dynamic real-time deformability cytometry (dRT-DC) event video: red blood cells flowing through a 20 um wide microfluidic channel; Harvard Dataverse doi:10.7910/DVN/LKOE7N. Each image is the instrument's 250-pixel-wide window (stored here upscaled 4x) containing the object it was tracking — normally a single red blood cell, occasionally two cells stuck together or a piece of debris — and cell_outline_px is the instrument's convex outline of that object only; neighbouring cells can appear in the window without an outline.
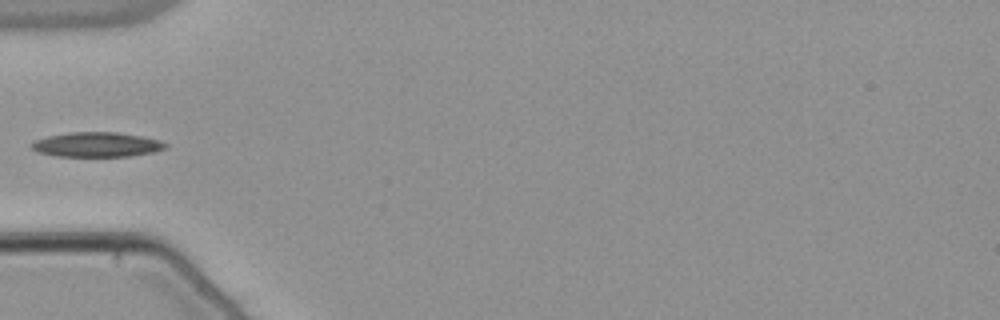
{"species": "common noctule bat (a hibernating species)", "species_latin": "Nyctalus noctula", "temperature_condition": "warm", "stored_images_in_passage": 5, "camera_frame_rate_fps": 3000, "um_per_image_px": 0.085, "animal": {"sex": "male", "body_mass_g": 21.5, "forearm_length_mm": 52.0}, "frame": {"image": 1, "passage_image": 1, "time_ms": 0.0, "image_size_px": [1000, 320], "cell_outline_px": [[168, 148], [152, 152], [132, 156], [56, 156], [36, 152], [28, 144], [36, 140], [48, 136], [68, 132], [116, 132], [140, 136], [160, 140], [168, 144]], "centroid_in_image_um": [8.21, 12.29], "position_along_channel_um": 76.8, "area_um2": 19.36}}